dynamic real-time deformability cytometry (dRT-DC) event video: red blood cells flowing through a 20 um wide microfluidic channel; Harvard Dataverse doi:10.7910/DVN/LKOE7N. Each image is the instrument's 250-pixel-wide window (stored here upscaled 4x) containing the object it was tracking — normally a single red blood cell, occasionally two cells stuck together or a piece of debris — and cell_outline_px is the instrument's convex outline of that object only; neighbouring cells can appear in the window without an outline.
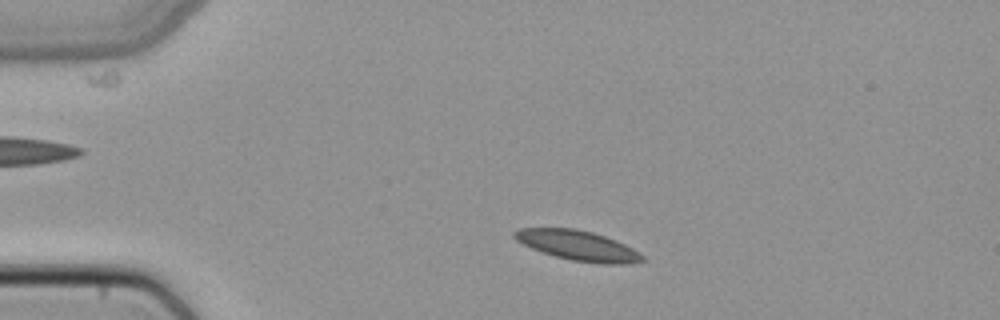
{"species": "common noctule bat (a hibernating species)", "species_latin": "Nyctalus noctula", "temperature_condition": "cold", "stored_images_in_passage": 45, "camera_frame_rate_fps": 3000, "um_per_image_px": 0.085, "animal": {"sex": "female", "body_mass_g": 22.7, "forearm_length_mm": 54.2}, "frame": {"image": 1, "passage_image": 6, "time_ms": 1.667, "image_size_px": [1000, 320], "cell_outline_px": [[644, 260], [628, 264], [604, 264], [572, 260], [556, 256], [532, 248], [516, 240], [512, 236], [512, 232], [520, 228], [576, 228], [592, 232], [616, 240], [632, 248], [644, 256]], "centroid_in_image_um": [49.12, 20.86], "position_along_channel_um": 35.9, "area_um2": 22.14}}
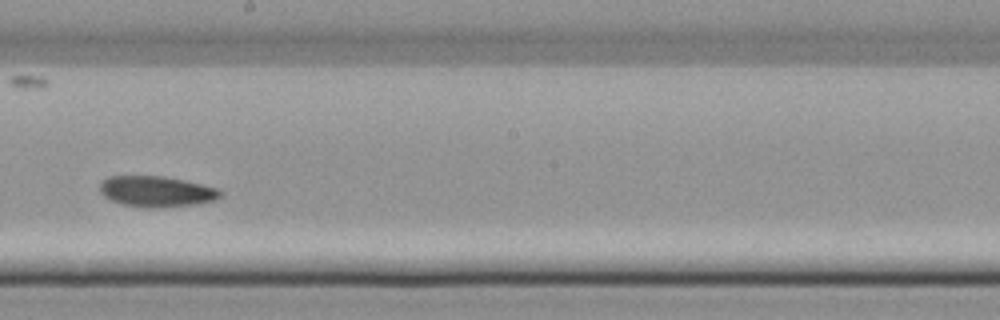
{"frame": {"image": 2, "passage_image": 24, "time_ms": 7.667, "image_size_px": [1000, 320], "cell_outline_px": [[224, 192], [216, 200], [196, 204], [156, 208], [148, 208], [120, 204], [104, 196], [100, 192], [100, 180], [108, 176], [164, 176], [184, 180], [220, 188]], "centroid_in_image_um": [13.31, 16.27], "position_along_channel_um": 234.9, "area_um2": 21.91}}
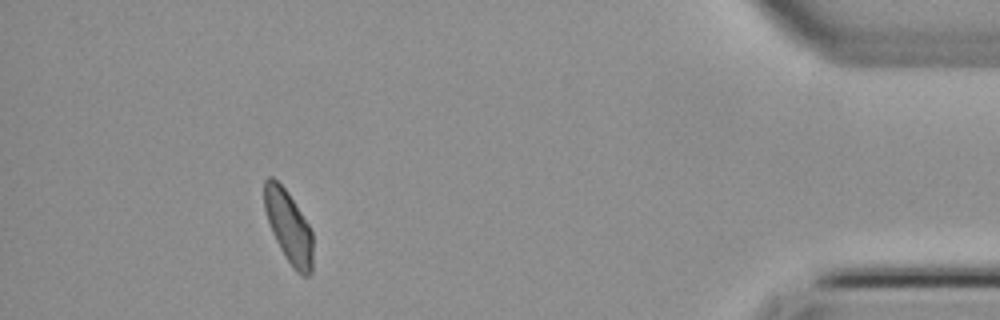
{"frame": {"image": 3, "passage_image": 41, "time_ms": 13.333, "image_size_px": [1000, 320], "cell_outline_px": [[312, 272], [308, 276], [304, 276], [296, 272], [292, 268], [280, 248], [272, 232], [264, 208], [264, 180], [268, 176], [272, 176], [288, 192], [308, 224], [312, 232]], "centroid_in_image_um": [24.53, 19.28], "position_along_channel_um": 410.7, "area_um2": 20.35}}